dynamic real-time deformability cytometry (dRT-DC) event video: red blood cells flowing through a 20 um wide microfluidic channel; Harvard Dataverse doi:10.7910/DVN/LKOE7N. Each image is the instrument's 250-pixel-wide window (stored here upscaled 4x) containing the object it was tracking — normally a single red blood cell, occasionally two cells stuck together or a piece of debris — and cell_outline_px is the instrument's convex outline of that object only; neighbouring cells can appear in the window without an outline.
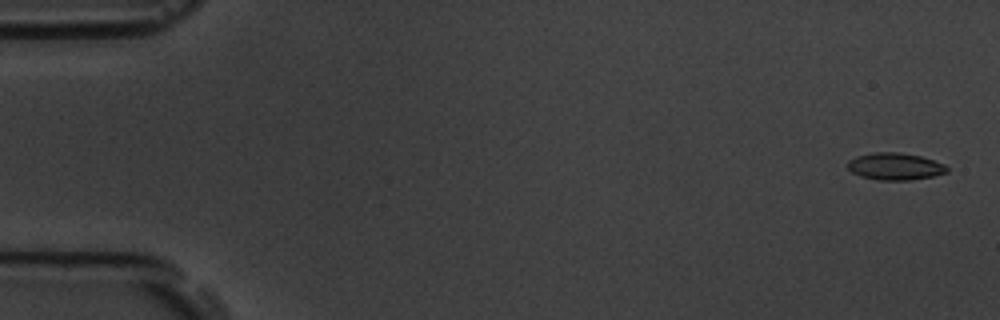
{"species": "common noctule bat (a hibernating species)", "species_latin": "Nyctalus noctula", "temperature_condition": "room temperature", "stored_images_in_passage": 7, "camera_frame_rate_fps": 3000, "um_per_image_px": 0.085, "animal": {"sex": "male", "body_mass_g": 19.5, "forearm_length_mm": 54.6}, "frame": {"image": 1, "passage_image": 1, "time_ms": 0.0, "image_size_px": [1000, 320], "cell_outline_px": [[948, 172], [932, 176], [908, 180], [876, 180], [860, 176], [852, 172], [848, 168], [848, 160], [856, 156], [872, 152], [900, 152], [920, 156], [944, 164], [948, 168]], "centroid_in_image_um": [76.05, 14.14], "position_along_channel_um": 9.0, "area_um2": 15.66}}
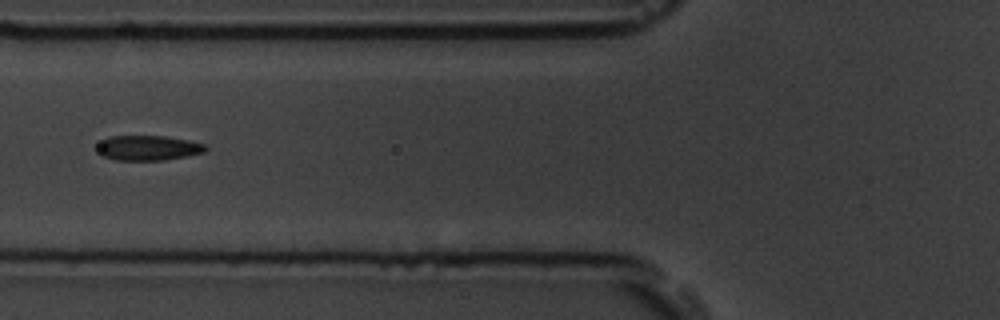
{"frame": {"image": 2, "passage_image": 6, "time_ms": 6.667, "image_size_px": [1000, 320], "cell_outline_px": [[208, 148], [204, 152], [188, 156], [164, 160], [116, 160], [104, 156], [100, 152], [100, 144], [104, 140], [112, 136], [164, 136], [188, 140], [208, 144]], "centroid_in_image_um": [12.71, 12.57], "position_along_channel_um": 113.1, "area_um2": 15.55}}
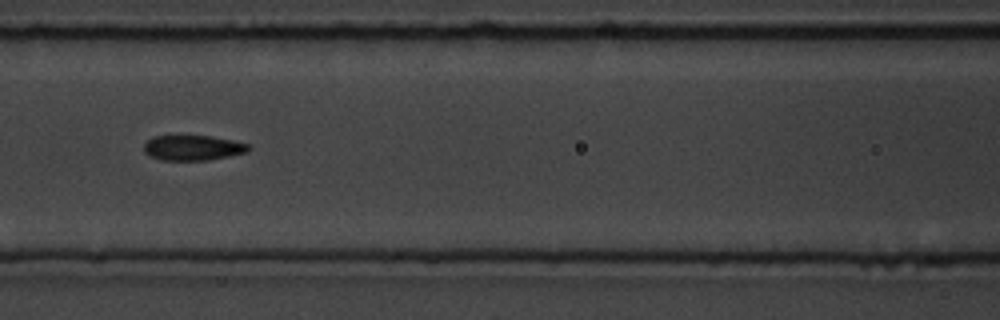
{"frame": {"image": 3, "passage_image": 7, "time_ms": 7.667, "image_size_px": [1000, 320], "cell_outline_px": [[252, 148], [248, 152], [208, 160], [160, 160], [148, 156], [144, 152], [144, 144], [152, 136], [212, 136], [232, 140], [248, 144]], "centroid_in_image_um": [16.38, 12.56], "position_along_channel_um": 150.2, "area_um2": 15.43}}